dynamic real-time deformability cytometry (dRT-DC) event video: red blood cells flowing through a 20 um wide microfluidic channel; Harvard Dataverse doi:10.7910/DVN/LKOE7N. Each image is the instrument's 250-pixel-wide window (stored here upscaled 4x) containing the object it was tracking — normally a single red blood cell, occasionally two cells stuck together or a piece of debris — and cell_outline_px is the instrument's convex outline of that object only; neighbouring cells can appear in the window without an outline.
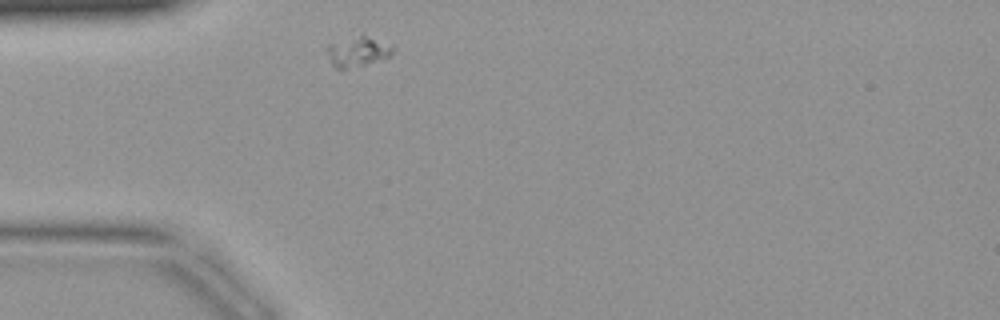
{"species": "common noctule bat (a hibernating species)", "species_latin": "Nyctalus noctula", "temperature_condition": "warm", "stored_images_in_passage": 26, "camera_frame_rate_fps": 3000, "um_per_image_px": 0.085, "animal": {"sex": "female", "body_mass_g": 19.9}, "frame": {"image": 1, "passage_image": 1, "time_ms": 0.0, "image_size_px": [1000, 320], "cell_outline_px": [[392, 52], [388, 56], [364, 64], [348, 68], [336, 68], [332, 64], [328, 56], [328, 44], [360, 32], [364, 32], [392, 44]], "centroid_in_image_um": [30.41, 4.29], "position_along_channel_um": 54.6, "area_um2": 11.73}}
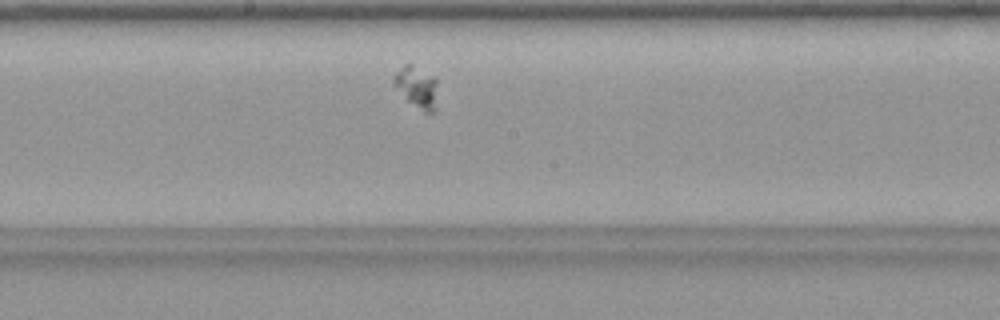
{"frame": {"image": 2, "passage_image": 12, "time_ms": 3.667, "image_size_px": [1000, 320], "cell_outline_px": [[436, 108], [432, 112], [424, 112], [408, 100], [392, 80], [396, 72], [404, 64], [412, 64], [432, 76], [436, 80]], "centroid_in_image_um": [35.45, 7.39], "position_along_channel_um": 212.8, "area_um2": 10.12}}
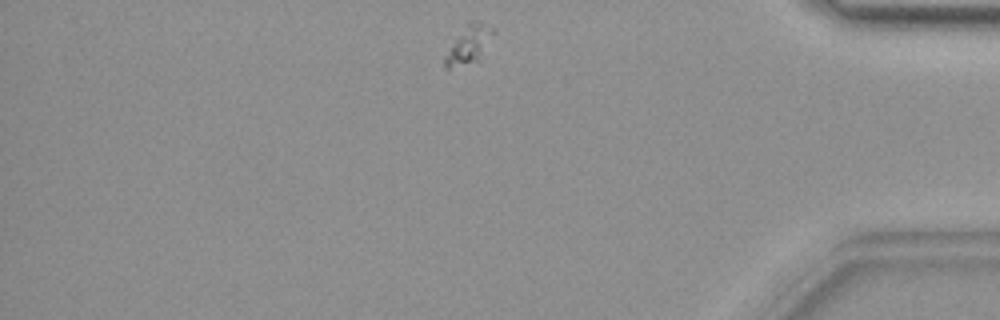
{"frame": {"image": 3, "passage_image": 26, "time_ms": 8.333, "image_size_px": [1000, 320], "cell_outline_px": [[496, 32], [480, 60], [448, 68], [444, 68], [444, 56], [468, 20], [480, 20], [496, 28]], "centroid_in_image_um": [39.93, 3.73], "position_along_channel_um": 395.3, "area_um2": 10.98}}